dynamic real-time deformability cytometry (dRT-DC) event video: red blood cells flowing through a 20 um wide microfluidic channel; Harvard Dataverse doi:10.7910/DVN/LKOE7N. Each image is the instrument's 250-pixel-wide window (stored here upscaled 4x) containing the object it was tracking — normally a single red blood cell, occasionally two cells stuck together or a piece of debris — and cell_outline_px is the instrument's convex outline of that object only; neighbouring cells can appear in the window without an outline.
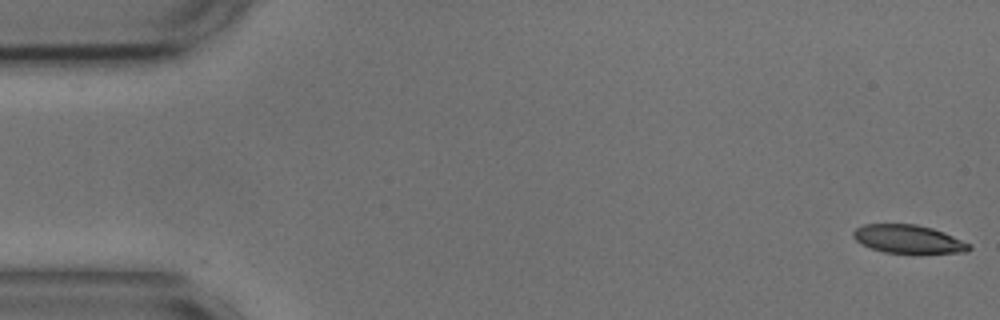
{"species": "common noctule bat (a hibernating species)", "species_latin": "Nyctalus noctula", "temperature_condition": "cold", "stored_images_in_passage": 16, "camera_frame_rate_fps": 3000, "um_per_image_px": 0.085, "animal": {"sex": "male", "body_mass_g": 17.9, "forearm_length_mm": 54.2}, "frame": {"image": 1, "passage_image": 1, "time_ms": 0.0, "image_size_px": [1000, 320], "cell_outline_px": [[972, 248], [968, 252], [884, 252], [872, 248], [856, 240], [852, 236], [852, 232], [856, 228], [864, 224], [916, 224], [932, 228], [944, 232], [972, 244]], "centroid_in_image_um": [77.23, 20.3], "position_along_channel_um": 7.8, "area_um2": 18.84}}
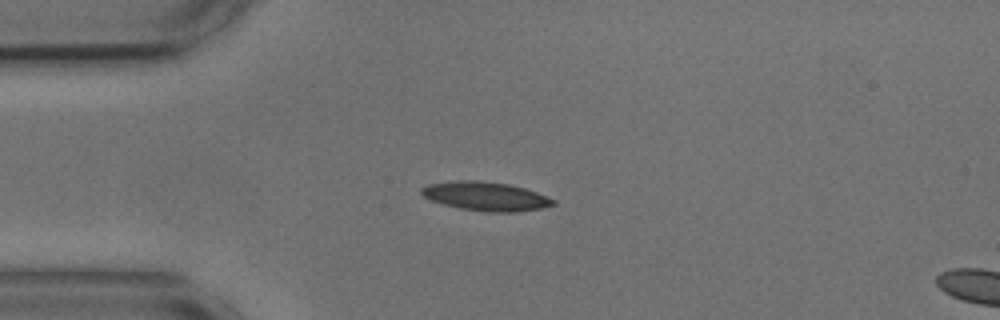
{"frame": {"image": 2, "passage_image": 13, "time_ms": 4.0, "image_size_px": [1000, 320], "cell_outline_px": [[556, 204], [540, 208], [516, 212], [488, 212], [460, 208], [444, 204], [432, 200], [424, 196], [420, 192], [420, 188], [428, 184], [452, 180], [476, 180], [508, 184], [524, 188], [536, 192], [556, 200]], "centroid_in_image_um": [41.27, 16.67], "position_along_channel_um": 43.7, "area_um2": 22.08}}